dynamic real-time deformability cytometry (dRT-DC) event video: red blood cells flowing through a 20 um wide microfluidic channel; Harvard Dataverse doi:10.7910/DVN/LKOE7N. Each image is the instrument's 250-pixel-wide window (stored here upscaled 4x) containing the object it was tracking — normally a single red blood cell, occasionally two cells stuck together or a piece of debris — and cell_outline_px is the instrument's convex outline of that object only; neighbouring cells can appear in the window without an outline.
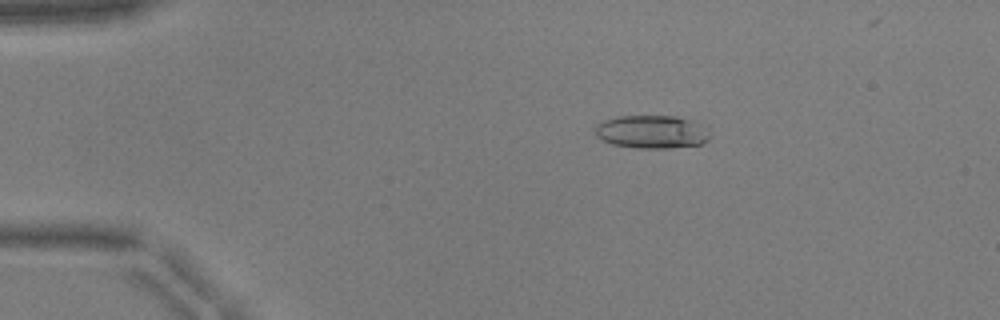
{"species": "common noctule bat (a hibernating species)", "species_latin": "Nyctalus noctula", "temperature_condition": "warm", "stored_images_in_passage": 50, "camera_frame_rate_fps": 3000, "um_per_image_px": 0.085, "animal": {"sex": "male", "body_mass_g": 17.9, "forearm_length_mm": 54.2}, "frame": {"image": 1, "passage_image": 10, "time_ms": 3.0, "image_size_px": [1000, 320], "cell_outline_px": [[708, 140], [700, 144], [668, 148], [636, 148], [612, 144], [596, 136], [596, 124], [604, 120], [616, 116], [676, 116], [688, 120], [696, 124], [708, 136]], "centroid_in_image_um": [55.29, 11.21], "position_along_channel_um": 29.7, "area_um2": 21.56}}
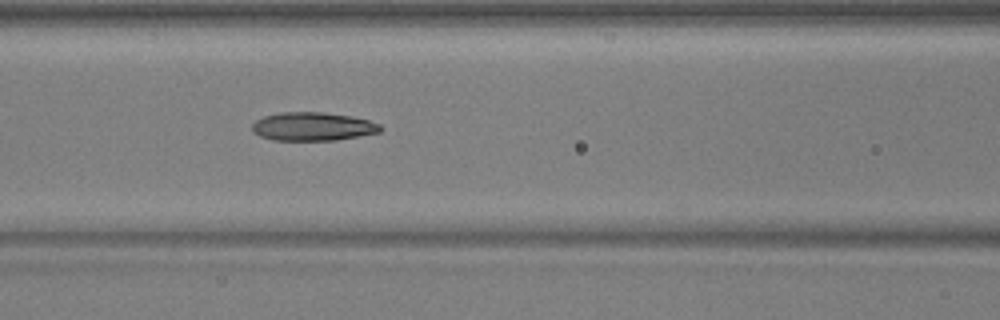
{"frame": {"image": 2, "passage_image": 23, "time_ms": 7.333, "image_size_px": [1000, 320], "cell_outline_px": [[384, 128], [380, 132], [336, 140], [272, 140], [260, 136], [252, 132], [252, 124], [256, 120], [264, 116], [280, 112], [324, 112], [352, 116], [368, 120], [380, 124]], "centroid_in_image_um": [26.58, 10.75], "position_along_channel_um": 140.0, "area_um2": 21.39}}
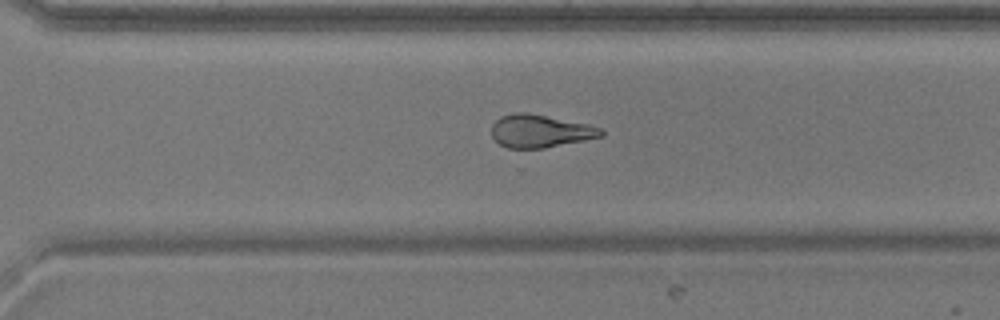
{"frame": {"image": 3, "passage_image": 37, "time_ms": 12.0, "image_size_px": [1000, 320], "cell_outline_px": [[604, 136], [544, 148], [508, 148], [500, 144], [492, 136], [492, 124], [500, 116], [516, 112], [524, 112], [588, 124], [604, 128]], "centroid_in_image_um": [45.93, 11.14], "position_along_channel_um": 324.7, "area_um2": 20.87}, "authors_computed_cell_mechanics": {"area_um2": 21.7617, "velocity_mm_per_s": 3.9591, "shape_relaxation_time_tau1_ms": null, "shape_relaxation_time_tau2_ms": 3.7424, "deformation_change_tau1": null, "deformation_change_tau2": 0.1424}}